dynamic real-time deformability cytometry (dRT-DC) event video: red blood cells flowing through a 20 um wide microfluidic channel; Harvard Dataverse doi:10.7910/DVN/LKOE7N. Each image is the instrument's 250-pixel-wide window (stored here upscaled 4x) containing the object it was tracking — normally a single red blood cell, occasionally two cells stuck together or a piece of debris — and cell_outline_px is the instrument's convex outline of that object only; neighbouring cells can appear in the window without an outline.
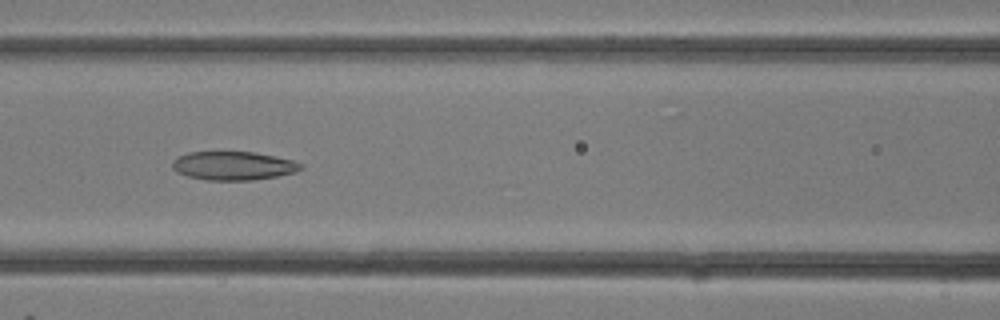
{"species": "common noctule bat (a hibernating species)", "species_latin": "Nyctalus noctula", "temperature_condition": "room temperature", "stored_images_in_passage": 31, "camera_frame_rate_fps": 3000, "um_per_image_px": 0.085, "animal": {"sex": "female"}, "frame": {"image": 1, "passage_image": 13, "time_ms": 4.0, "image_size_px": [1000, 320], "cell_outline_px": [[304, 168], [296, 172], [276, 176], [252, 180], [208, 180], [188, 176], [176, 172], [172, 168], [172, 160], [188, 152], [256, 152], [276, 156], [292, 160], [304, 164]], "centroid_in_image_um": [19.86, 14.08], "position_along_channel_um": 146.7, "area_um2": 21.5}}
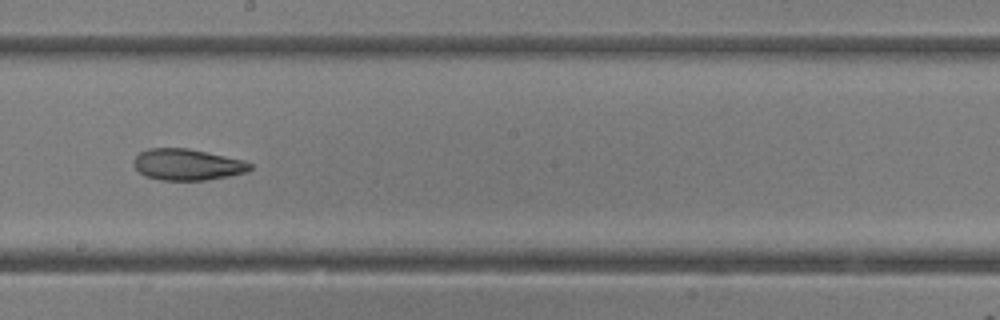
{"frame": {"image": 2, "passage_image": 17, "time_ms": 5.333, "image_size_px": [1000, 320], "cell_outline_px": [[252, 168], [248, 172], [208, 180], [160, 180], [144, 176], [132, 164], [136, 156], [140, 152], [148, 148], [188, 148], [244, 160], [252, 164]], "centroid_in_image_um": [15.92, 13.99], "position_along_channel_um": 232.3, "area_um2": 21.33}}
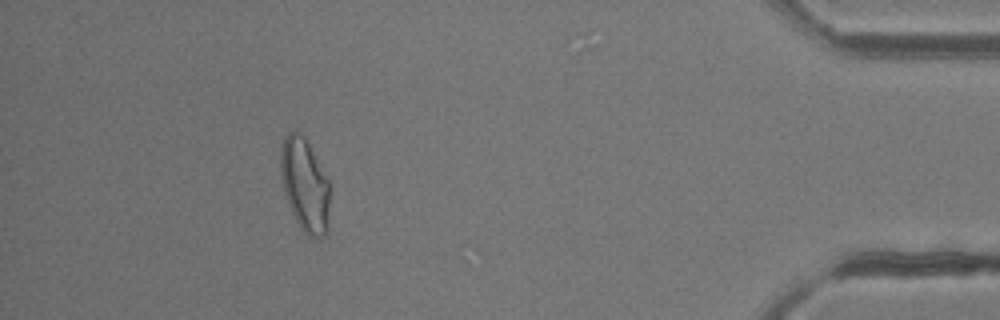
{"frame": {"image": 3, "passage_image": 28, "time_ms": 9.0, "image_size_px": [1000, 320], "cell_outline_px": [[332, 184], [328, 232], [320, 240], [308, 236], [304, 232], [296, 220], [288, 204], [284, 192], [280, 176], [280, 148], [284, 136], [292, 128], [296, 128], [304, 136]], "centroid_in_image_um": [25.95, 15.71], "position_along_channel_um": 409.3, "area_um2": 27.98}}